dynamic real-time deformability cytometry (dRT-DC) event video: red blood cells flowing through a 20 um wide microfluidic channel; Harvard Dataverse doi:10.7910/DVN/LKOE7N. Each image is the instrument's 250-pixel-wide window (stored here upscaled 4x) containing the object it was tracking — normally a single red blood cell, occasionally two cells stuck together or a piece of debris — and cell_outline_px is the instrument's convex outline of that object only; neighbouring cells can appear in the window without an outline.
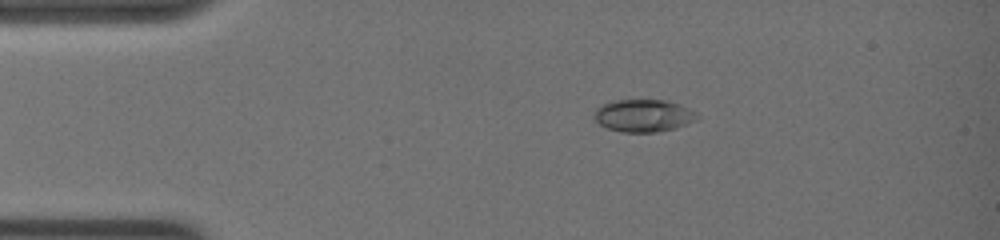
{"species": "common noctule bat (a hibernating species)", "species_latin": "Nyctalus noctula", "temperature_condition": "warm", "stored_images_in_passage": 9, "camera_frame_rate_fps": 3000, "um_per_image_px": 0.085, "animal": {"sex": "female", "body_mass_g": 19.0, "forearm_length_mm": 51.5}, "frame": {"image": 1, "passage_image": 1, "time_ms": 0.0, "image_size_px": [1000, 240], "cell_outline_px": [[700, 120], [676, 128], [656, 132], [620, 132], [608, 128], [600, 124], [592, 116], [596, 108], [600, 104], [612, 100], [664, 100], [680, 104], [696, 112], [700, 116]], "centroid_in_image_um": [54.71, 9.82], "position_along_channel_um": 30.3, "area_um2": 19.83}}
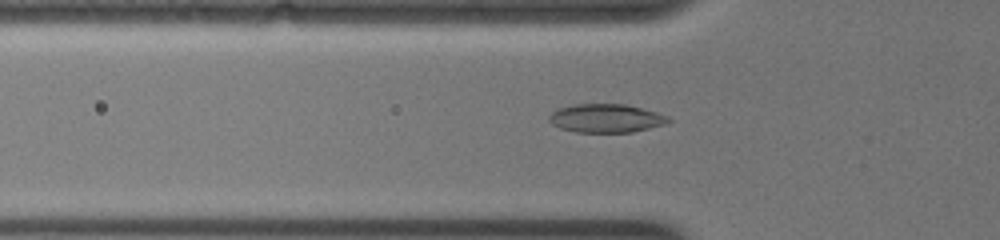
{"frame": {"image": 2, "passage_image": 9, "time_ms": 2.667, "image_size_px": [1000, 240], "cell_outline_px": [[672, 120], [664, 124], [632, 132], [576, 132], [560, 128], [552, 124], [548, 120], [548, 116], [556, 108], [572, 104], [624, 104], [656, 112], [668, 116]], "centroid_in_image_um": [51.46, 10.05], "position_along_channel_um": 74.3, "area_um2": 19.83}}